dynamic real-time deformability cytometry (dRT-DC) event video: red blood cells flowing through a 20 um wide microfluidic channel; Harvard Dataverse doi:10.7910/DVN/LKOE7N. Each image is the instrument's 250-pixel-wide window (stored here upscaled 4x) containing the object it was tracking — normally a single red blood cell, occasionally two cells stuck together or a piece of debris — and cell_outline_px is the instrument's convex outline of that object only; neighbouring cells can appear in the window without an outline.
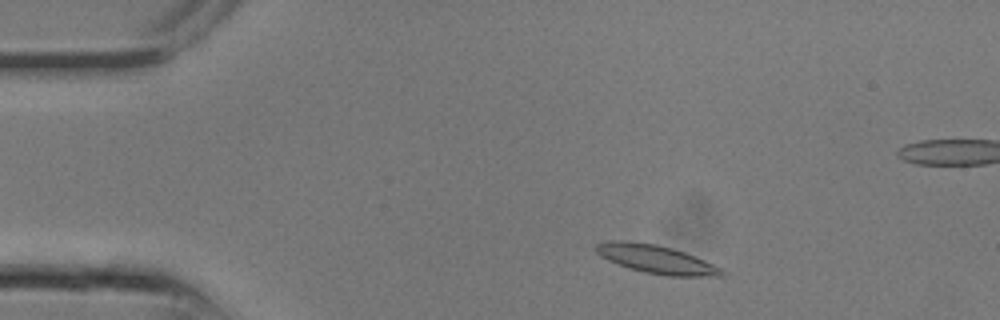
{"species": "common noctule bat (a hibernating species)", "species_latin": "Nyctalus noctula", "temperature_condition": "room temperature", "stored_images_in_passage": 13, "camera_frame_rate_fps": 3000, "um_per_image_px": 0.085, "animal": {"sex": "male", "body_mass_g": 13.3}, "frame": {"image": 1, "passage_image": 2, "time_ms": 0.333, "image_size_px": [1000, 320], "cell_outline_px": [[724, 276], [668, 276], [644, 272], [608, 260], [600, 256], [596, 252], [596, 244], [608, 240], [628, 240], [656, 244], [672, 248], [684, 252], [704, 260], [720, 268], [724, 272]], "centroid_in_image_um": [55.75, 22.02], "position_along_channel_um": 29.3, "area_um2": 20.58}}
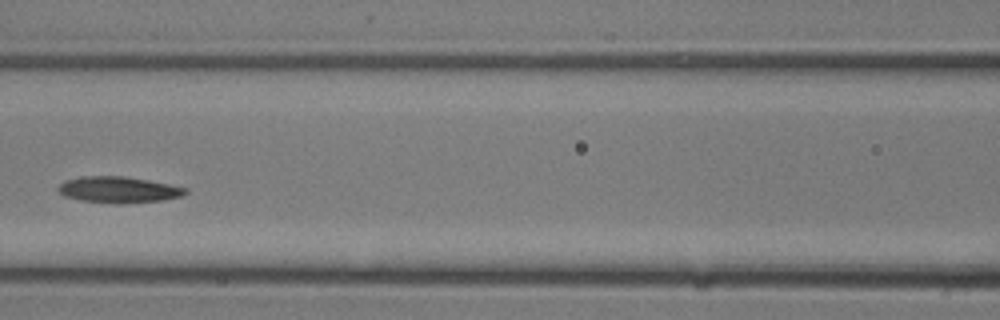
{"frame": {"image": 2, "passage_image": 9, "time_ms": 2.667, "image_size_px": [1000, 320], "cell_outline_px": [[188, 192], [184, 196], [164, 200], [120, 204], [80, 200], [64, 196], [56, 188], [64, 180], [80, 176], [124, 176], [148, 180], [188, 188]], "centroid_in_image_um": [10.08, 16.12], "position_along_channel_um": 156.5, "area_um2": 19.59}}
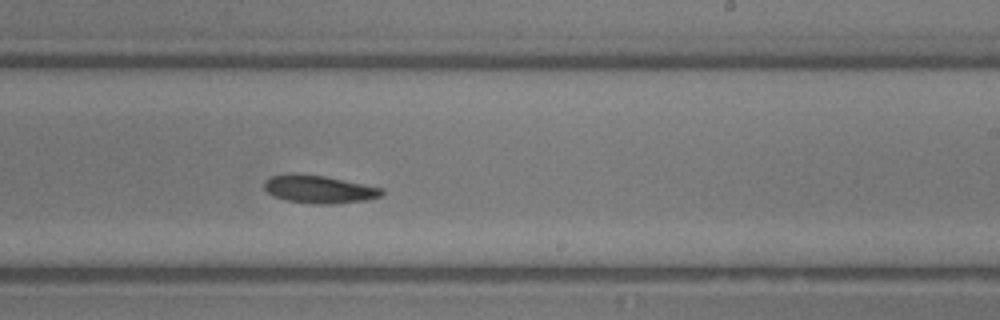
{"frame": {"image": 3, "passage_image": 13, "time_ms": 4.0, "image_size_px": [1000, 320], "cell_outline_px": [[384, 192], [380, 196], [368, 200], [328, 204], [316, 204], [288, 200], [272, 196], [264, 188], [264, 180], [272, 176], [288, 172], [292, 172], [324, 176], [384, 188]], "centroid_in_image_um": [27.09, 16.07], "position_along_channel_um": 261.9, "area_um2": 19.19}}